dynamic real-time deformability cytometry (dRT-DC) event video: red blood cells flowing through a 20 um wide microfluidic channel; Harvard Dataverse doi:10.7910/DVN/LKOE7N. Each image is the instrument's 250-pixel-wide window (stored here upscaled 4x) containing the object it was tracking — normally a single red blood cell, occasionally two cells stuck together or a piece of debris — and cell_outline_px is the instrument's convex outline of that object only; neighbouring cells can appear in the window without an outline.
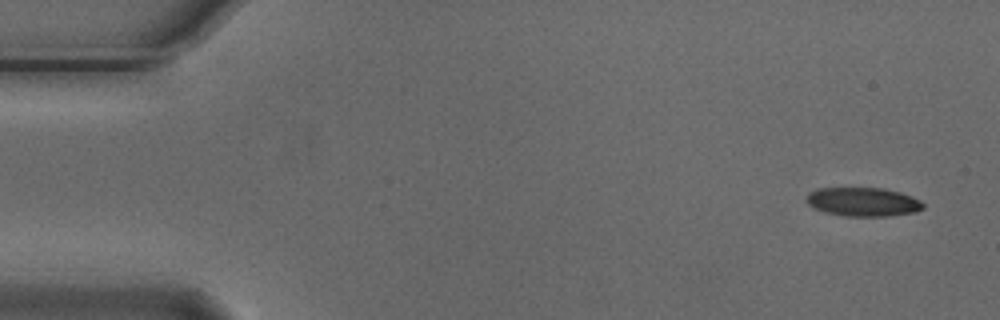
{"species": "Egyptian fruit bat (a non-hibernating species)", "species_latin": "Rousettus aegyptiacus", "temperature_condition": "cold", "stored_images_in_passage": 8, "camera_frame_rate_fps": 3000, "um_per_image_px": 0.085, "animal": {"sex": "male"}, "frame": {"image": 1, "passage_image": 1, "time_ms": 0.0, "image_size_px": [1000, 320], "cell_outline_px": [[924, 208], [916, 212], [888, 216], [844, 216], [824, 212], [808, 204], [804, 200], [808, 192], [816, 188], [884, 188], [900, 192], [912, 196], [920, 200], [924, 204]], "centroid_in_image_um": [73.35, 17.15], "position_along_channel_um": 11.7, "area_um2": 19.83}}
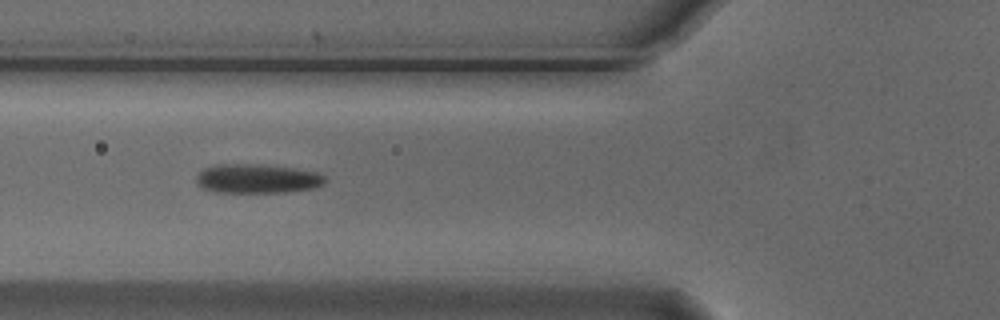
{"frame": {"image": 2, "passage_image": 6, "time_ms": 1.667, "image_size_px": [1000, 320], "cell_outline_px": [[324, 184], [312, 188], [284, 192], [212, 192], [196, 184], [196, 176], [204, 168], [216, 164], [260, 164], [296, 168], [320, 172], [324, 176]], "centroid_in_image_um": [21.85, 15.17], "position_along_channel_um": 104.0, "area_um2": 22.02}}
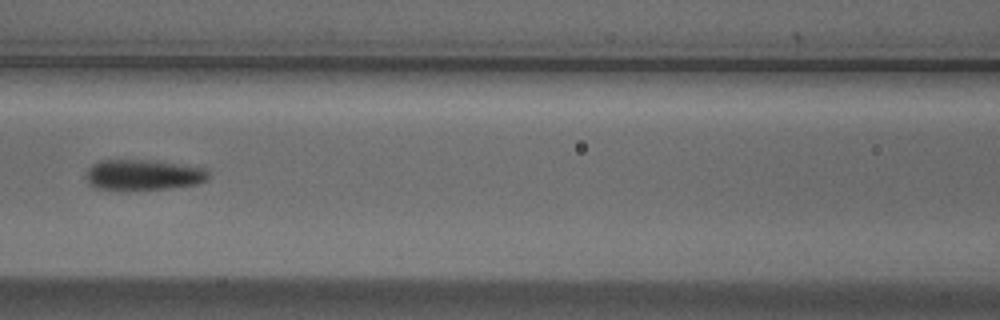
{"frame": {"image": 3, "passage_image": 7, "time_ms": 2.0, "image_size_px": [1000, 320], "cell_outline_px": [[208, 180], [196, 184], [168, 188], [128, 192], [92, 188], [88, 184], [88, 168], [92, 164], [100, 160], [156, 160], [204, 168], [208, 172]], "centroid_in_image_um": [12.14, 14.89], "position_along_channel_um": 154.5, "area_um2": 22.43}}